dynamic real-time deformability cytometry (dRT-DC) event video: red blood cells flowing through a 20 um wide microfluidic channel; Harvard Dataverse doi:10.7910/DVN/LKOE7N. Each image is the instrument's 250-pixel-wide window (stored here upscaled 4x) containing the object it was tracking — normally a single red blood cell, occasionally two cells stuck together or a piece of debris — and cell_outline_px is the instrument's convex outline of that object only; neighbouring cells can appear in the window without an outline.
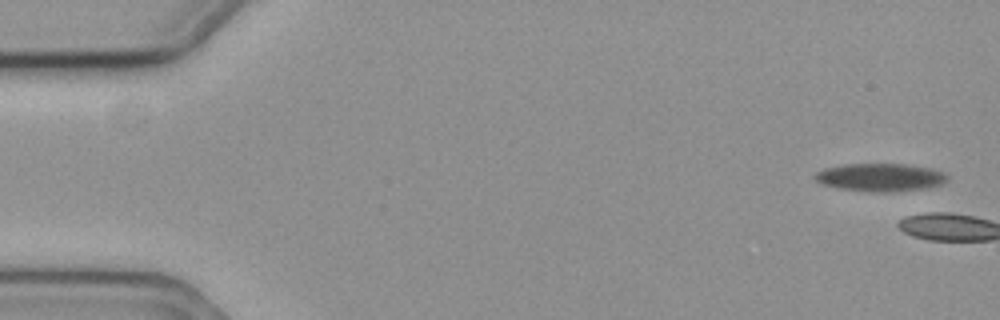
{"species": "common noctule bat (a hibernating species)", "species_latin": "Nyctalus noctula", "temperature_condition": "cold", "stored_images_in_passage": 6, "camera_frame_rate_fps": 3000, "um_per_image_px": 0.085, "animal": {"sex": "female", "body_mass_g": 19.3, "forearm_length_mm": 54.1}, "frame": {"image": 1, "passage_image": 1, "time_ms": 0.0, "image_size_px": [1000, 320], "cell_outline_px": [[948, 180], [940, 184], [928, 188], [896, 192], [868, 192], [840, 188], [824, 184], [816, 180], [812, 176], [816, 172], [824, 168], [844, 164], [904, 164], [928, 168], [944, 172], [948, 176]], "centroid_in_image_um": [74.83, 15.08], "position_along_channel_um": 10.2, "area_um2": 21.62}}
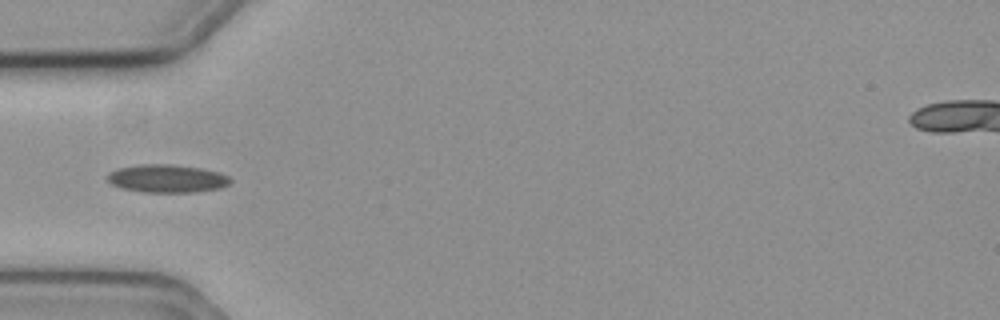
{"frame": {"image": 2, "passage_image": 6, "time_ms": 1.667, "image_size_px": [1000, 320], "cell_outline_px": [[232, 180], [228, 184], [220, 188], [196, 192], [144, 192], [120, 188], [112, 184], [108, 180], [108, 172], [116, 168], [140, 164], [172, 164], [200, 168], [220, 172], [228, 176]], "centroid_in_image_um": [14.18, 15.17], "position_along_channel_um": 70.8, "area_um2": 20.17}}